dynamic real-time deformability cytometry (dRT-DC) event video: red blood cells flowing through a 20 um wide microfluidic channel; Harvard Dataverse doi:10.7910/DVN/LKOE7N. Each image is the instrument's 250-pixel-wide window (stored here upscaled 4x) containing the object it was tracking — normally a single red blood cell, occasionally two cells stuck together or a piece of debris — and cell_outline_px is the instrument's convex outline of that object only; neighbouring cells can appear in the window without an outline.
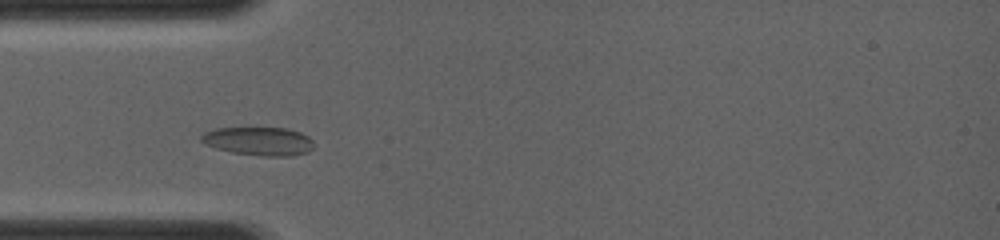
{"species": "common noctule bat (a hibernating species)", "species_latin": "Nyctalus noctula", "temperature_condition": "room temperature", "stored_images_in_passage": 4, "camera_frame_rate_fps": 4000, "um_per_image_px": 0.085, "animal": {"sex": "female", "body_mass_g": 19.0, "forearm_length_mm": 56.7}, "frame": {"image": 1, "passage_image": 3, "time_ms": 1.5, "image_size_px": [1000, 240], "cell_outline_px": [[312, 148], [308, 152], [292, 156], [264, 156], [232, 152], [216, 148], [204, 144], [200, 140], [200, 136], [204, 132], [216, 128], [288, 128], [300, 132], [308, 136], [312, 140]], "centroid_in_image_um": [21.98, 12.0], "position_along_channel_um": 63.0, "area_um2": 18.67}}